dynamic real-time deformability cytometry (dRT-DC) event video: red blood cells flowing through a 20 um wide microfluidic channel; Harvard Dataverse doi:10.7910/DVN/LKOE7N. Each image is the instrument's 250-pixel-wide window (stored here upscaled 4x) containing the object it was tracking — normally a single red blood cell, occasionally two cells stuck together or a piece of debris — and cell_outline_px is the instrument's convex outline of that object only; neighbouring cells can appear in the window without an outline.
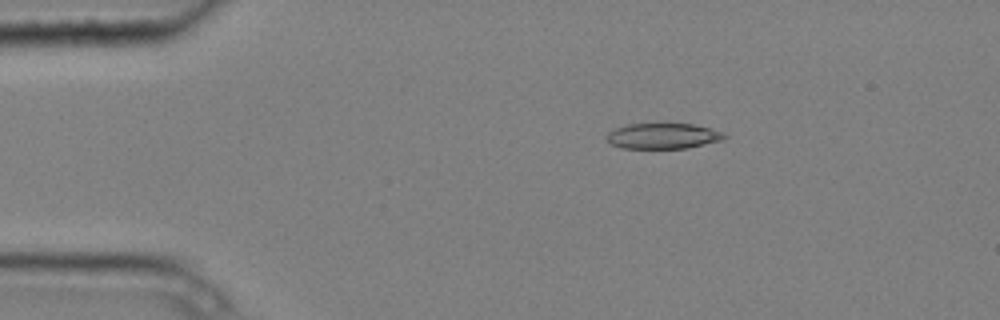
{"species": "common noctule bat (a hibernating species)", "species_latin": "Nyctalus noctula", "temperature_condition": "cold", "stored_images_in_passage": 6, "camera_frame_rate_fps": 3000, "um_per_image_px": 0.085, "animal": {"sex": "male", "body_mass_g": 20.4}, "frame": {"image": 1, "passage_image": 3, "time_ms": 0.667, "image_size_px": [1000, 320], "cell_outline_px": [[728, 136], [724, 140], [688, 148], [620, 148], [612, 144], [608, 140], [608, 132], [616, 128], [628, 124], [692, 124], [708, 128], [720, 132]], "centroid_in_image_um": [56.37, 11.57], "position_along_channel_um": 28.6, "area_um2": 17.34}}
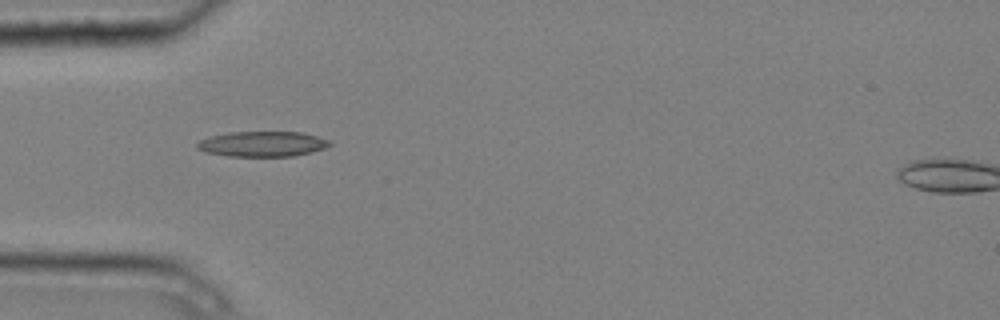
{"frame": {"image": 2, "passage_image": 5, "time_ms": 1.333, "image_size_px": [1000, 320], "cell_outline_px": [[332, 144], [324, 148], [312, 152], [292, 156], [228, 156], [208, 152], [196, 148], [196, 144], [200, 140], [212, 136], [228, 132], [300, 132], [332, 140]], "centroid_in_image_um": [22.34, 12.23], "position_along_channel_um": 62.7, "area_um2": 19.42}}
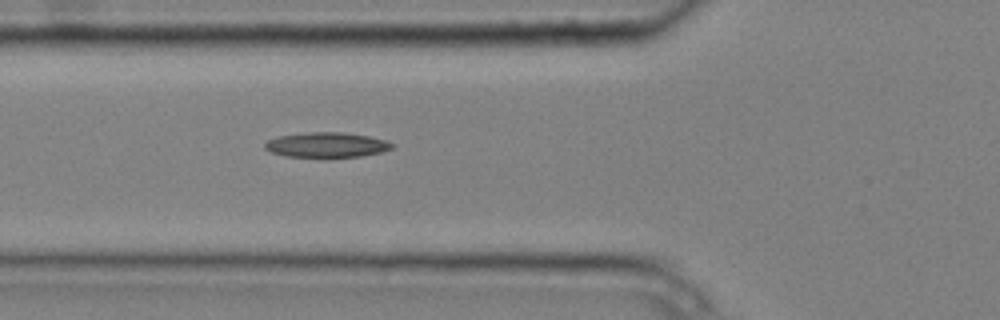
{"frame": {"image": 3, "passage_image": 6, "time_ms": 1.667, "image_size_px": [1000, 320], "cell_outline_px": [[392, 148], [380, 152], [360, 156], [328, 160], [284, 156], [272, 152], [264, 148], [264, 144], [268, 140], [276, 136], [304, 132], [344, 132], [368, 136], [384, 140], [392, 144]], "centroid_in_image_um": [27.69, 12.35], "position_along_channel_um": 98.1, "area_um2": 19.31}}